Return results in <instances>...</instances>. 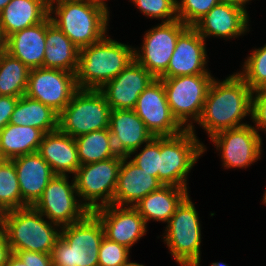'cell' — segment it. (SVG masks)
<instances>
[{
    "label": "cell",
    "instance_id": "obj_41",
    "mask_svg": "<svg viewBox=\"0 0 266 266\" xmlns=\"http://www.w3.org/2000/svg\"><path fill=\"white\" fill-rule=\"evenodd\" d=\"M12 254L10 244L4 232L0 233V266H6Z\"/></svg>",
    "mask_w": 266,
    "mask_h": 266
},
{
    "label": "cell",
    "instance_id": "obj_44",
    "mask_svg": "<svg viewBox=\"0 0 266 266\" xmlns=\"http://www.w3.org/2000/svg\"><path fill=\"white\" fill-rule=\"evenodd\" d=\"M224 2H228L230 4L236 5L244 10H246V4L250 2L251 0H222Z\"/></svg>",
    "mask_w": 266,
    "mask_h": 266
},
{
    "label": "cell",
    "instance_id": "obj_27",
    "mask_svg": "<svg viewBox=\"0 0 266 266\" xmlns=\"http://www.w3.org/2000/svg\"><path fill=\"white\" fill-rule=\"evenodd\" d=\"M188 195V189L163 185L159 190L146 195L133 207L143 217L146 224L150 220L168 223L176 208Z\"/></svg>",
    "mask_w": 266,
    "mask_h": 266
},
{
    "label": "cell",
    "instance_id": "obj_22",
    "mask_svg": "<svg viewBox=\"0 0 266 266\" xmlns=\"http://www.w3.org/2000/svg\"><path fill=\"white\" fill-rule=\"evenodd\" d=\"M123 157L118 173L113 205L134 206L149 193L159 190L163 183Z\"/></svg>",
    "mask_w": 266,
    "mask_h": 266
},
{
    "label": "cell",
    "instance_id": "obj_16",
    "mask_svg": "<svg viewBox=\"0 0 266 266\" xmlns=\"http://www.w3.org/2000/svg\"><path fill=\"white\" fill-rule=\"evenodd\" d=\"M155 77L135 59L99 91L111 109L134 110L139 95Z\"/></svg>",
    "mask_w": 266,
    "mask_h": 266
},
{
    "label": "cell",
    "instance_id": "obj_46",
    "mask_svg": "<svg viewBox=\"0 0 266 266\" xmlns=\"http://www.w3.org/2000/svg\"><path fill=\"white\" fill-rule=\"evenodd\" d=\"M6 48V38L2 32V28L0 26V55L3 51H5Z\"/></svg>",
    "mask_w": 266,
    "mask_h": 266
},
{
    "label": "cell",
    "instance_id": "obj_9",
    "mask_svg": "<svg viewBox=\"0 0 266 266\" xmlns=\"http://www.w3.org/2000/svg\"><path fill=\"white\" fill-rule=\"evenodd\" d=\"M160 79L173 116L185 129L194 128L193 123L201 116L213 76L198 74Z\"/></svg>",
    "mask_w": 266,
    "mask_h": 266
},
{
    "label": "cell",
    "instance_id": "obj_45",
    "mask_svg": "<svg viewBox=\"0 0 266 266\" xmlns=\"http://www.w3.org/2000/svg\"><path fill=\"white\" fill-rule=\"evenodd\" d=\"M88 1H90L93 5L100 7L109 14L107 6L108 4L105 3V0H88Z\"/></svg>",
    "mask_w": 266,
    "mask_h": 266
},
{
    "label": "cell",
    "instance_id": "obj_17",
    "mask_svg": "<svg viewBox=\"0 0 266 266\" xmlns=\"http://www.w3.org/2000/svg\"><path fill=\"white\" fill-rule=\"evenodd\" d=\"M101 221L105 237L128 249L146 234L147 224L132 206L107 205L93 211Z\"/></svg>",
    "mask_w": 266,
    "mask_h": 266
},
{
    "label": "cell",
    "instance_id": "obj_2",
    "mask_svg": "<svg viewBox=\"0 0 266 266\" xmlns=\"http://www.w3.org/2000/svg\"><path fill=\"white\" fill-rule=\"evenodd\" d=\"M134 51L135 48L108 35L97 43L81 48L75 74L78 89L99 90L135 59Z\"/></svg>",
    "mask_w": 266,
    "mask_h": 266
},
{
    "label": "cell",
    "instance_id": "obj_24",
    "mask_svg": "<svg viewBox=\"0 0 266 266\" xmlns=\"http://www.w3.org/2000/svg\"><path fill=\"white\" fill-rule=\"evenodd\" d=\"M46 49V18L6 38L5 51L28 68L43 67Z\"/></svg>",
    "mask_w": 266,
    "mask_h": 266
},
{
    "label": "cell",
    "instance_id": "obj_28",
    "mask_svg": "<svg viewBox=\"0 0 266 266\" xmlns=\"http://www.w3.org/2000/svg\"><path fill=\"white\" fill-rule=\"evenodd\" d=\"M44 134L39 128L8 123L0 130V157L11 160L37 152Z\"/></svg>",
    "mask_w": 266,
    "mask_h": 266
},
{
    "label": "cell",
    "instance_id": "obj_6",
    "mask_svg": "<svg viewBox=\"0 0 266 266\" xmlns=\"http://www.w3.org/2000/svg\"><path fill=\"white\" fill-rule=\"evenodd\" d=\"M195 134V128L174 136L160 137L159 180L163 185L188 189L187 176L207 148Z\"/></svg>",
    "mask_w": 266,
    "mask_h": 266
},
{
    "label": "cell",
    "instance_id": "obj_18",
    "mask_svg": "<svg viewBox=\"0 0 266 266\" xmlns=\"http://www.w3.org/2000/svg\"><path fill=\"white\" fill-rule=\"evenodd\" d=\"M206 40L189 26L179 37L167 70L159 78L210 74L206 68Z\"/></svg>",
    "mask_w": 266,
    "mask_h": 266
},
{
    "label": "cell",
    "instance_id": "obj_11",
    "mask_svg": "<svg viewBox=\"0 0 266 266\" xmlns=\"http://www.w3.org/2000/svg\"><path fill=\"white\" fill-rule=\"evenodd\" d=\"M56 174L33 207L50 222L60 227L81 221L89 210L76 198L78 193L73 177Z\"/></svg>",
    "mask_w": 266,
    "mask_h": 266
},
{
    "label": "cell",
    "instance_id": "obj_14",
    "mask_svg": "<svg viewBox=\"0 0 266 266\" xmlns=\"http://www.w3.org/2000/svg\"><path fill=\"white\" fill-rule=\"evenodd\" d=\"M210 140L220 151L225 169L246 168L260 160L262 137L252 125L219 131Z\"/></svg>",
    "mask_w": 266,
    "mask_h": 266
},
{
    "label": "cell",
    "instance_id": "obj_47",
    "mask_svg": "<svg viewBox=\"0 0 266 266\" xmlns=\"http://www.w3.org/2000/svg\"><path fill=\"white\" fill-rule=\"evenodd\" d=\"M11 0H0V14L3 11V8L10 2Z\"/></svg>",
    "mask_w": 266,
    "mask_h": 266
},
{
    "label": "cell",
    "instance_id": "obj_4",
    "mask_svg": "<svg viewBox=\"0 0 266 266\" xmlns=\"http://www.w3.org/2000/svg\"><path fill=\"white\" fill-rule=\"evenodd\" d=\"M104 236L103 225L93 212L81 221L61 227L51 252L53 266H98Z\"/></svg>",
    "mask_w": 266,
    "mask_h": 266
},
{
    "label": "cell",
    "instance_id": "obj_3",
    "mask_svg": "<svg viewBox=\"0 0 266 266\" xmlns=\"http://www.w3.org/2000/svg\"><path fill=\"white\" fill-rule=\"evenodd\" d=\"M109 15L88 0H56L49 3L51 22L79 49L97 43L107 35Z\"/></svg>",
    "mask_w": 266,
    "mask_h": 266
},
{
    "label": "cell",
    "instance_id": "obj_50",
    "mask_svg": "<svg viewBox=\"0 0 266 266\" xmlns=\"http://www.w3.org/2000/svg\"><path fill=\"white\" fill-rule=\"evenodd\" d=\"M263 203L266 205V189H265V193H264V195H263Z\"/></svg>",
    "mask_w": 266,
    "mask_h": 266
},
{
    "label": "cell",
    "instance_id": "obj_21",
    "mask_svg": "<svg viewBox=\"0 0 266 266\" xmlns=\"http://www.w3.org/2000/svg\"><path fill=\"white\" fill-rule=\"evenodd\" d=\"M11 161L17 171L22 208L33 206L56 174L38 152L19 156Z\"/></svg>",
    "mask_w": 266,
    "mask_h": 266
},
{
    "label": "cell",
    "instance_id": "obj_49",
    "mask_svg": "<svg viewBox=\"0 0 266 266\" xmlns=\"http://www.w3.org/2000/svg\"><path fill=\"white\" fill-rule=\"evenodd\" d=\"M210 266H229V265H227L226 263H223V262H221V263L215 262V263H212Z\"/></svg>",
    "mask_w": 266,
    "mask_h": 266
},
{
    "label": "cell",
    "instance_id": "obj_7",
    "mask_svg": "<svg viewBox=\"0 0 266 266\" xmlns=\"http://www.w3.org/2000/svg\"><path fill=\"white\" fill-rule=\"evenodd\" d=\"M164 234L163 242L180 266H200L201 224L189 195L176 208Z\"/></svg>",
    "mask_w": 266,
    "mask_h": 266
},
{
    "label": "cell",
    "instance_id": "obj_19",
    "mask_svg": "<svg viewBox=\"0 0 266 266\" xmlns=\"http://www.w3.org/2000/svg\"><path fill=\"white\" fill-rule=\"evenodd\" d=\"M248 26L249 16L247 10L221 1L192 27L205 40L211 36L228 40L249 32Z\"/></svg>",
    "mask_w": 266,
    "mask_h": 266
},
{
    "label": "cell",
    "instance_id": "obj_1",
    "mask_svg": "<svg viewBox=\"0 0 266 266\" xmlns=\"http://www.w3.org/2000/svg\"><path fill=\"white\" fill-rule=\"evenodd\" d=\"M252 95L253 91L238 73L221 82L214 78L196 124L209 138L219 131L248 125L241 121L247 115L251 117Z\"/></svg>",
    "mask_w": 266,
    "mask_h": 266
},
{
    "label": "cell",
    "instance_id": "obj_36",
    "mask_svg": "<svg viewBox=\"0 0 266 266\" xmlns=\"http://www.w3.org/2000/svg\"><path fill=\"white\" fill-rule=\"evenodd\" d=\"M138 154L133 156L134 158L129 160L137 167L143 169L150 175L159 179L160 170V137H153L147 142Z\"/></svg>",
    "mask_w": 266,
    "mask_h": 266
},
{
    "label": "cell",
    "instance_id": "obj_20",
    "mask_svg": "<svg viewBox=\"0 0 266 266\" xmlns=\"http://www.w3.org/2000/svg\"><path fill=\"white\" fill-rule=\"evenodd\" d=\"M109 129L115 150L124 157H132L154 137L134 110L111 109Z\"/></svg>",
    "mask_w": 266,
    "mask_h": 266
},
{
    "label": "cell",
    "instance_id": "obj_12",
    "mask_svg": "<svg viewBox=\"0 0 266 266\" xmlns=\"http://www.w3.org/2000/svg\"><path fill=\"white\" fill-rule=\"evenodd\" d=\"M188 27L179 19L157 24L144 34L141 50L135 48V60L155 78H159L167 70L178 37Z\"/></svg>",
    "mask_w": 266,
    "mask_h": 266
},
{
    "label": "cell",
    "instance_id": "obj_43",
    "mask_svg": "<svg viewBox=\"0 0 266 266\" xmlns=\"http://www.w3.org/2000/svg\"><path fill=\"white\" fill-rule=\"evenodd\" d=\"M7 211L0 205V233L4 232Z\"/></svg>",
    "mask_w": 266,
    "mask_h": 266
},
{
    "label": "cell",
    "instance_id": "obj_30",
    "mask_svg": "<svg viewBox=\"0 0 266 266\" xmlns=\"http://www.w3.org/2000/svg\"><path fill=\"white\" fill-rule=\"evenodd\" d=\"M81 165L121 156L115 150L110 129H101L75 138Z\"/></svg>",
    "mask_w": 266,
    "mask_h": 266
},
{
    "label": "cell",
    "instance_id": "obj_31",
    "mask_svg": "<svg viewBox=\"0 0 266 266\" xmlns=\"http://www.w3.org/2000/svg\"><path fill=\"white\" fill-rule=\"evenodd\" d=\"M30 68L3 51L0 55V96L22 97L25 95Z\"/></svg>",
    "mask_w": 266,
    "mask_h": 266
},
{
    "label": "cell",
    "instance_id": "obj_35",
    "mask_svg": "<svg viewBox=\"0 0 266 266\" xmlns=\"http://www.w3.org/2000/svg\"><path fill=\"white\" fill-rule=\"evenodd\" d=\"M141 13L151 19L171 22L178 19L176 0H130Z\"/></svg>",
    "mask_w": 266,
    "mask_h": 266
},
{
    "label": "cell",
    "instance_id": "obj_5",
    "mask_svg": "<svg viewBox=\"0 0 266 266\" xmlns=\"http://www.w3.org/2000/svg\"><path fill=\"white\" fill-rule=\"evenodd\" d=\"M44 218L33 206L7 211L4 233L11 250L51 254L61 227Z\"/></svg>",
    "mask_w": 266,
    "mask_h": 266
},
{
    "label": "cell",
    "instance_id": "obj_33",
    "mask_svg": "<svg viewBox=\"0 0 266 266\" xmlns=\"http://www.w3.org/2000/svg\"><path fill=\"white\" fill-rule=\"evenodd\" d=\"M237 73L253 92L266 89V44L252 50L243 64L242 71Z\"/></svg>",
    "mask_w": 266,
    "mask_h": 266
},
{
    "label": "cell",
    "instance_id": "obj_38",
    "mask_svg": "<svg viewBox=\"0 0 266 266\" xmlns=\"http://www.w3.org/2000/svg\"><path fill=\"white\" fill-rule=\"evenodd\" d=\"M251 119L257 131L266 132V89L253 92Z\"/></svg>",
    "mask_w": 266,
    "mask_h": 266
},
{
    "label": "cell",
    "instance_id": "obj_10",
    "mask_svg": "<svg viewBox=\"0 0 266 266\" xmlns=\"http://www.w3.org/2000/svg\"><path fill=\"white\" fill-rule=\"evenodd\" d=\"M124 156L80 165L74 174L77 198L89 210L113 204L118 173Z\"/></svg>",
    "mask_w": 266,
    "mask_h": 266
},
{
    "label": "cell",
    "instance_id": "obj_23",
    "mask_svg": "<svg viewBox=\"0 0 266 266\" xmlns=\"http://www.w3.org/2000/svg\"><path fill=\"white\" fill-rule=\"evenodd\" d=\"M55 174H75L79 168L75 138L59 129L45 133L37 151Z\"/></svg>",
    "mask_w": 266,
    "mask_h": 266
},
{
    "label": "cell",
    "instance_id": "obj_39",
    "mask_svg": "<svg viewBox=\"0 0 266 266\" xmlns=\"http://www.w3.org/2000/svg\"><path fill=\"white\" fill-rule=\"evenodd\" d=\"M26 266H53L51 254L34 251H12Z\"/></svg>",
    "mask_w": 266,
    "mask_h": 266
},
{
    "label": "cell",
    "instance_id": "obj_32",
    "mask_svg": "<svg viewBox=\"0 0 266 266\" xmlns=\"http://www.w3.org/2000/svg\"><path fill=\"white\" fill-rule=\"evenodd\" d=\"M0 205L6 211L22 208L17 171L11 160L0 161Z\"/></svg>",
    "mask_w": 266,
    "mask_h": 266
},
{
    "label": "cell",
    "instance_id": "obj_15",
    "mask_svg": "<svg viewBox=\"0 0 266 266\" xmlns=\"http://www.w3.org/2000/svg\"><path fill=\"white\" fill-rule=\"evenodd\" d=\"M134 111L154 137L174 136L185 130L169 108L164 84L160 78H155L141 92Z\"/></svg>",
    "mask_w": 266,
    "mask_h": 266
},
{
    "label": "cell",
    "instance_id": "obj_26",
    "mask_svg": "<svg viewBox=\"0 0 266 266\" xmlns=\"http://www.w3.org/2000/svg\"><path fill=\"white\" fill-rule=\"evenodd\" d=\"M80 49L46 17V49L43 68L60 69L76 74Z\"/></svg>",
    "mask_w": 266,
    "mask_h": 266
},
{
    "label": "cell",
    "instance_id": "obj_13",
    "mask_svg": "<svg viewBox=\"0 0 266 266\" xmlns=\"http://www.w3.org/2000/svg\"><path fill=\"white\" fill-rule=\"evenodd\" d=\"M78 90L74 73L60 69H30L25 95L51 107L58 114Z\"/></svg>",
    "mask_w": 266,
    "mask_h": 266
},
{
    "label": "cell",
    "instance_id": "obj_37",
    "mask_svg": "<svg viewBox=\"0 0 266 266\" xmlns=\"http://www.w3.org/2000/svg\"><path fill=\"white\" fill-rule=\"evenodd\" d=\"M130 249L104 236L99 247L98 266H121L129 261Z\"/></svg>",
    "mask_w": 266,
    "mask_h": 266
},
{
    "label": "cell",
    "instance_id": "obj_40",
    "mask_svg": "<svg viewBox=\"0 0 266 266\" xmlns=\"http://www.w3.org/2000/svg\"><path fill=\"white\" fill-rule=\"evenodd\" d=\"M19 97L0 96V130L10 121Z\"/></svg>",
    "mask_w": 266,
    "mask_h": 266
},
{
    "label": "cell",
    "instance_id": "obj_25",
    "mask_svg": "<svg viewBox=\"0 0 266 266\" xmlns=\"http://www.w3.org/2000/svg\"><path fill=\"white\" fill-rule=\"evenodd\" d=\"M48 15L47 0H11L0 14V26L7 38L15 32L41 23Z\"/></svg>",
    "mask_w": 266,
    "mask_h": 266
},
{
    "label": "cell",
    "instance_id": "obj_8",
    "mask_svg": "<svg viewBox=\"0 0 266 266\" xmlns=\"http://www.w3.org/2000/svg\"><path fill=\"white\" fill-rule=\"evenodd\" d=\"M111 108L104 95L95 89H78L59 113L58 129L74 138L109 128Z\"/></svg>",
    "mask_w": 266,
    "mask_h": 266
},
{
    "label": "cell",
    "instance_id": "obj_29",
    "mask_svg": "<svg viewBox=\"0 0 266 266\" xmlns=\"http://www.w3.org/2000/svg\"><path fill=\"white\" fill-rule=\"evenodd\" d=\"M58 117L59 114L51 107L23 95L19 97L9 123L31 126L50 133L58 130Z\"/></svg>",
    "mask_w": 266,
    "mask_h": 266
},
{
    "label": "cell",
    "instance_id": "obj_51",
    "mask_svg": "<svg viewBox=\"0 0 266 266\" xmlns=\"http://www.w3.org/2000/svg\"><path fill=\"white\" fill-rule=\"evenodd\" d=\"M48 1V3H50V2H54V1H56V0H47Z\"/></svg>",
    "mask_w": 266,
    "mask_h": 266
},
{
    "label": "cell",
    "instance_id": "obj_48",
    "mask_svg": "<svg viewBox=\"0 0 266 266\" xmlns=\"http://www.w3.org/2000/svg\"><path fill=\"white\" fill-rule=\"evenodd\" d=\"M121 266H144L143 264L135 263V262H127Z\"/></svg>",
    "mask_w": 266,
    "mask_h": 266
},
{
    "label": "cell",
    "instance_id": "obj_42",
    "mask_svg": "<svg viewBox=\"0 0 266 266\" xmlns=\"http://www.w3.org/2000/svg\"><path fill=\"white\" fill-rule=\"evenodd\" d=\"M6 266H26L14 253L8 259Z\"/></svg>",
    "mask_w": 266,
    "mask_h": 266
},
{
    "label": "cell",
    "instance_id": "obj_34",
    "mask_svg": "<svg viewBox=\"0 0 266 266\" xmlns=\"http://www.w3.org/2000/svg\"><path fill=\"white\" fill-rule=\"evenodd\" d=\"M176 0L178 19L187 26H193L222 0Z\"/></svg>",
    "mask_w": 266,
    "mask_h": 266
}]
</instances>
